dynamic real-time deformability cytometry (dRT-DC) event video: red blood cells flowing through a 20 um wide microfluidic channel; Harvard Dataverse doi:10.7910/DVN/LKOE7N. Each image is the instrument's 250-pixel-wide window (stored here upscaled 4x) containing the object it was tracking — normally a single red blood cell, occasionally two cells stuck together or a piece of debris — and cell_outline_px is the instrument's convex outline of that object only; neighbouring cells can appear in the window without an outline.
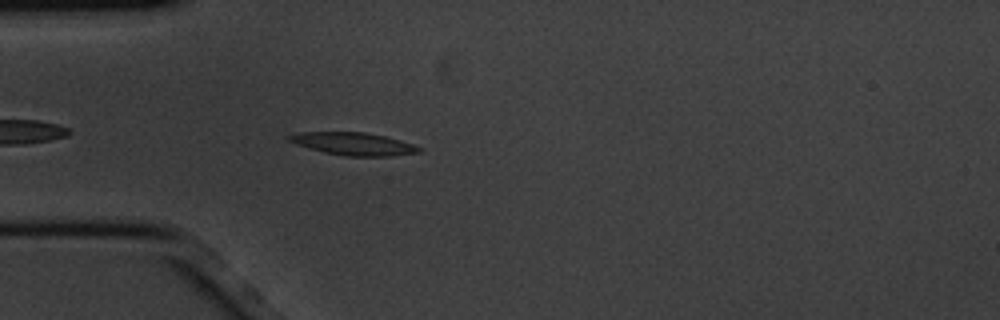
{"species": "common noctule bat (a hibernating species)", "species_latin": "Nyctalus noctula", "temperature_condition": "cold", "stored_images_in_passage": 5, "camera_frame_rate_fps": 3000, "um_per_image_px": 0.085, "animal": {"sex": "male", "body_mass_g": 20.1, "forearm_length_mm": 53.5}, "frame": {"image": 1, "passage_image": 5, "time_ms": 1.333, "image_size_px": [1000, 320], "cell_outline_px": [[420, 152], [392, 156], [344, 156], [324, 152], [308, 148], [296, 144], [288, 140], [288, 136], [300, 132], [364, 132], [384, 136], [400, 140], [412, 144], [420, 148]], "centroid_in_image_um": [30.03, 12.23], "position_along_channel_um": 55.0, "area_um2": 16.99}}